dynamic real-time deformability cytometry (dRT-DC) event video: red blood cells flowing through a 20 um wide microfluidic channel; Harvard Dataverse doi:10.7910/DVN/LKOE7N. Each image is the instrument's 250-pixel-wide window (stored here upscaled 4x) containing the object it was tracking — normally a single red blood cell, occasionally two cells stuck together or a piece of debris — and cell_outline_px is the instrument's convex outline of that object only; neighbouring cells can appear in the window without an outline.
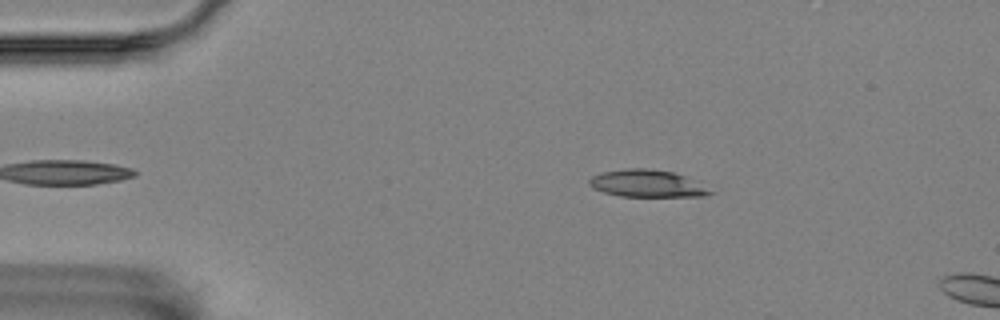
{"species": "Egyptian fruit bat (a non-hibernating species)", "species_latin": "Rousettus aegyptiacus", "temperature_condition": "room temperature", "stored_images_in_passage": 6, "camera_frame_rate_fps": 3000, "um_per_image_px": 0.085, "animal": {"sex": "female"}, "frame": {"image": 1, "passage_image": 3, "time_ms": 0.667, "image_size_px": [1000, 320], "cell_outline_px": [[716, 192], [704, 196], [620, 196], [604, 192], [592, 188], [588, 184], [588, 180], [592, 176], [604, 172], [624, 168], [644, 168], [672, 172], [700, 180]], "centroid_in_image_um": [55.08, 15.6], "position_along_channel_um": 29.9, "area_um2": 19.48}}